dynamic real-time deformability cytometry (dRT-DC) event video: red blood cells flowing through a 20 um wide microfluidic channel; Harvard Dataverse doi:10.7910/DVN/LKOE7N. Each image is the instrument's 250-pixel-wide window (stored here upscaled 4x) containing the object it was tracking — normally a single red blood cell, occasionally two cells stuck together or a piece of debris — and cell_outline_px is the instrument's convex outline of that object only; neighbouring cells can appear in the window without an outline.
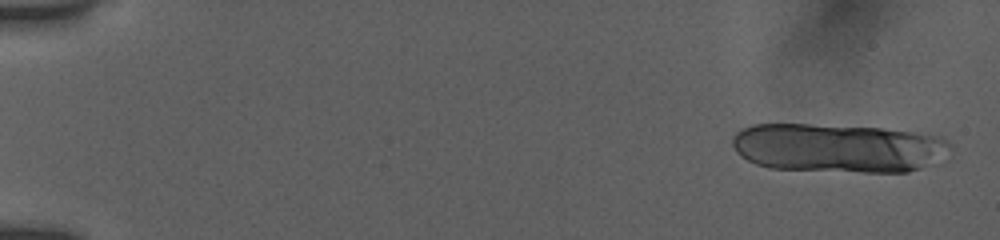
{"species": "human", "species_latin": "Homo sapiens", "temperature_condition": "room temperature", "stored_images_in_passage": 28, "segment_of_instrument_passage": [1, 2], "camera_frame_rate_fps": 3000, "um_per_image_px": 0.085, "donor": {"sex": "female"}, "frame": {"image": 1, "passage_image": 1, "time_ms": 0.0, "image_size_px": [1000, 240], "cell_outline_px": [[952, 148], [920, 168], [908, 172], [864, 172], [768, 168], [756, 164], [748, 160], [736, 152], [732, 144], [732, 136], [740, 128], [752, 124], [808, 124], [884, 128], [912, 132], [936, 136], [948, 140], [952, 144]], "centroid_in_image_um": [71.15, 12.56], "position_along_channel_um": 13.9, "area_um2": 61.9}}